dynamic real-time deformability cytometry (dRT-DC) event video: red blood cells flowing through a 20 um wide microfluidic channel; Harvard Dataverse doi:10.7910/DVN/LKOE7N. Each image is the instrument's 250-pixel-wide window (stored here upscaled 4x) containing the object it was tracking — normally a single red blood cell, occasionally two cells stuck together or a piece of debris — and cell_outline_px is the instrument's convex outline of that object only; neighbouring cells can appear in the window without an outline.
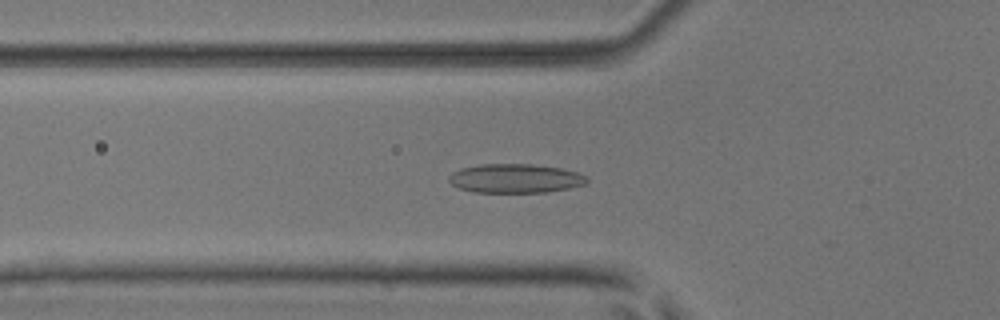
{"species": "common noctule bat (a hibernating species)", "species_latin": "Nyctalus noctula", "temperature_condition": "room temperature", "stored_images_in_passage": 44, "camera_frame_rate_fps": 3000, "um_per_image_px": 0.085, "animal": {"sex": "male", "body_mass_g": 17.9, "forearm_length_mm": 54.2}, "frame": {"image": 1, "passage_image": 11, "time_ms": 3.333, "image_size_px": [1000, 320], "cell_outline_px": [[588, 180], [584, 184], [568, 188], [544, 192], [472, 192], [460, 188], [452, 184], [448, 180], [448, 176], [452, 172], [460, 168], [480, 164], [532, 164], [560, 168], [576, 172], [588, 176]], "centroid_in_image_um": [43.77, 15.16], "position_along_channel_um": 82.0, "area_um2": 23.29}}
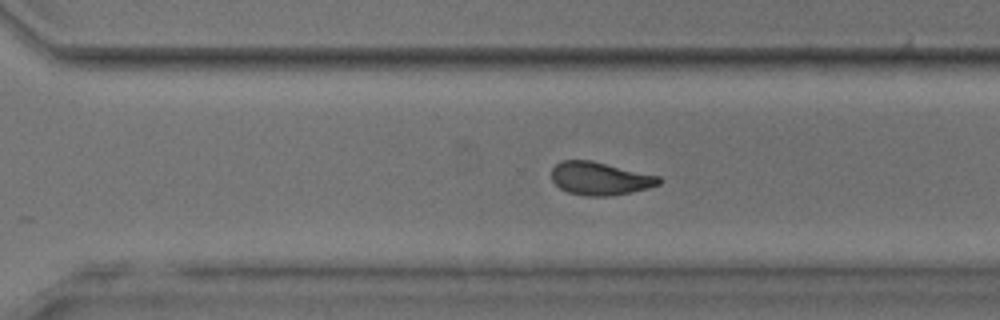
{"frame": {"image": 2, "passage_image": 29, "time_ms": 9.333, "image_size_px": [1000, 320], "cell_outline_px": [[664, 180], [660, 184], [648, 188], [608, 196], [584, 196], [568, 192], [560, 188], [552, 180], [552, 168], [560, 160], [592, 160], [660, 176]], "centroid_in_image_um": [51.01, 15.16], "position_along_channel_um": 319.6, "area_um2": 20.75}}
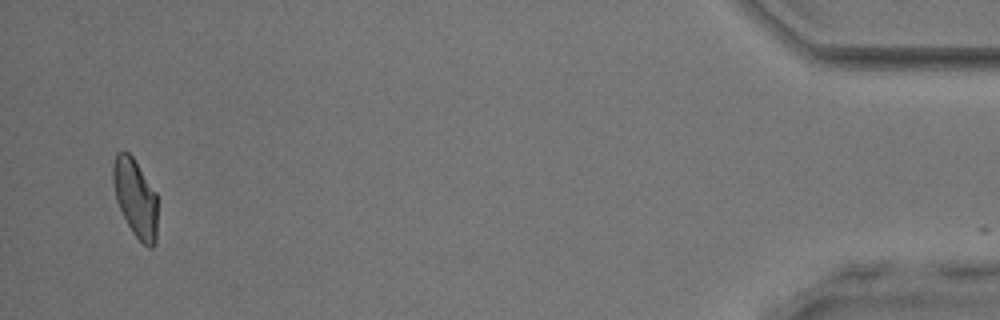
{"frame": {"image": 3, "passage_image": 43, "time_ms": 14.0, "image_size_px": [1000, 320], "cell_outline_px": [[156, 244], [152, 248], [148, 248], [132, 232], [116, 200], [112, 180], [112, 164], [116, 152], [128, 152], [132, 156], [156, 192]], "centroid_in_image_um": [11.49, 16.81], "position_along_channel_um": 423.7, "area_um2": 20.11}}